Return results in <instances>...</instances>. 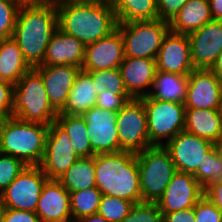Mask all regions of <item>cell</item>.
<instances>
[{
  "label": "cell",
  "mask_w": 222,
  "mask_h": 222,
  "mask_svg": "<svg viewBox=\"0 0 222 222\" xmlns=\"http://www.w3.org/2000/svg\"><path fill=\"white\" fill-rule=\"evenodd\" d=\"M58 28L85 46L109 36L117 19L109 0H58Z\"/></svg>",
  "instance_id": "6da1fadb"
},
{
  "label": "cell",
  "mask_w": 222,
  "mask_h": 222,
  "mask_svg": "<svg viewBox=\"0 0 222 222\" xmlns=\"http://www.w3.org/2000/svg\"><path fill=\"white\" fill-rule=\"evenodd\" d=\"M57 28V2L21 5L12 38L31 68L43 63L46 48Z\"/></svg>",
  "instance_id": "7a4b0ae2"
},
{
  "label": "cell",
  "mask_w": 222,
  "mask_h": 222,
  "mask_svg": "<svg viewBox=\"0 0 222 222\" xmlns=\"http://www.w3.org/2000/svg\"><path fill=\"white\" fill-rule=\"evenodd\" d=\"M96 187L102 195L142 202L136 153L119 151L95 154Z\"/></svg>",
  "instance_id": "3957f363"
},
{
  "label": "cell",
  "mask_w": 222,
  "mask_h": 222,
  "mask_svg": "<svg viewBox=\"0 0 222 222\" xmlns=\"http://www.w3.org/2000/svg\"><path fill=\"white\" fill-rule=\"evenodd\" d=\"M49 125L10 117L0 122V153L21 159L27 166L42 162Z\"/></svg>",
  "instance_id": "277c9868"
},
{
  "label": "cell",
  "mask_w": 222,
  "mask_h": 222,
  "mask_svg": "<svg viewBox=\"0 0 222 222\" xmlns=\"http://www.w3.org/2000/svg\"><path fill=\"white\" fill-rule=\"evenodd\" d=\"M12 114L22 121L43 125L56 121L58 112L50 104L42 77L34 68L14 85Z\"/></svg>",
  "instance_id": "5b68a950"
},
{
  "label": "cell",
  "mask_w": 222,
  "mask_h": 222,
  "mask_svg": "<svg viewBox=\"0 0 222 222\" xmlns=\"http://www.w3.org/2000/svg\"><path fill=\"white\" fill-rule=\"evenodd\" d=\"M142 202H158L177 172L169 152L152 146L136 154Z\"/></svg>",
  "instance_id": "8992f818"
},
{
  "label": "cell",
  "mask_w": 222,
  "mask_h": 222,
  "mask_svg": "<svg viewBox=\"0 0 222 222\" xmlns=\"http://www.w3.org/2000/svg\"><path fill=\"white\" fill-rule=\"evenodd\" d=\"M125 57L155 59L163 39L170 31L169 22L159 18L153 20H138L118 22Z\"/></svg>",
  "instance_id": "52a82bcc"
},
{
  "label": "cell",
  "mask_w": 222,
  "mask_h": 222,
  "mask_svg": "<svg viewBox=\"0 0 222 222\" xmlns=\"http://www.w3.org/2000/svg\"><path fill=\"white\" fill-rule=\"evenodd\" d=\"M141 99L146 112L149 140L153 146H164L178 133L184 131L186 110L184 103L156 100L149 95Z\"/></svg>",
  "instance_id": "ba28073f"
},
{
  "label": "cell",
  "mask_w": 222,
  "mask_h": 222,
  "mask_svg": "<svg viewBox=\"0 0 222 222\" xmlns=\"http://www.w3.org/2000/svg\"><path fill=\"white\" fill-rule=\"evenodd\" d=\"M116 126L122 151L138 153L152 147L141 98H132L117 112Z\"/></svg>",
  "instance_id": "9c48e42d"
},
{
  "label": "cell",
  "mask_w": 222,
  "mask_h": 222,
  "mask_svg": "<svg viewBox=\"0 0 222 222\" xmlns=\"http://www.w3.org/2000/svg\"><path fill=\"white\" fill-rule=\"evenodd\" d=\"M79 158L64 128L57 121L51 122L39 165L43 173L49 180H58Z\"/></svg>",
  "instance_id": "30bf717a"
},
{
  "label": "cell",
  "mask_w": 222,
  "mask_h": 222,
  "mask_svg": "<svg viewBox=\"0 0 222 222\" xmlns=\"http://www.w3.org/2000/svg\"><path fill=\"white\" fill-rule=\"evenodd\" d=\"M47 180L40 166H27L2 193L6 208L35 212Z\"/></svg>",
  "instance_id": "8fae6325"
},
{
  "label": "cell",
  "mask_w": 222,
  "mask_h": 222,
  "mask_svg": "<svg viewBox=\"0 0 222 222\" xmlns=\"http://www.w3.org/2000/svg\"><path fill=\"white\" fill-rule=\"evenodd\" d=\"M170 154L178 172L195 174L214 143L185 130L178 133L163 146Z\"/></svg>",
  "instance_id": "7c38bea8"
},
{
  "label": "cell",
  "mask_w": 222,
  "mask_h": 222,
  "mask_svg": "<svg viewBox=\"0 0 222 222\" xmlns=\"http://www.w3.org/2000/svg\"><path fill=\"white\" fill-rule=\"evenodd\" d=\"M116 111L93 106L82 114L94 154L122 151L116 126Z\"/></svg>",
  "instance_id": "4fadbf2b"
},
{
  "label": "cell",
  "mask_w": 222,
  "mask_h": 222,
  "mask_svg": "<svg viewBox=\"0 0 222 222\" xmlns=\"http://www.w3.org/2000/svg\"><path fill=\"white\" fill-rule=\"evenodd\" d=\"M222 84L210 69H194L188 75L186 109L220 110Z\"/></svg>",
  "instance_id": "5bb4252c"
},
{
  "label": "cell",
  "mask_w": 222,
  "mask_h": 222,
  "mask_svg": "<svg viewBox=\"0 0 222 222\" xmlns=\"http://www.w3.org/2000/svg\"><path fill=\"white\" fill-rule=\"evenodd\" d=\"M204 196L202 186L193 174L176 172L157 202L162 213L189 209Z\"/></svg>",
  "instance_id": "9a60e30c"
},
{
  "label": "cell",
  "mask_w": 222,
  "mask_h": 222,
  "mask_svg": "<svg viewBox=\"0 0 222 222\" xmlns=\"http://www.w3.org/2000/svg\"><path fill=\"white\" fill-rule=\"evenodd\" d=\"M188 38L194 69H210L222 52V21L211 20Z\"/></svg>",
  "instance_id": "2e32d148"
},
{
  "label": "cell",
  "mask_w": 222,
  "mask_h": 222,
  "mask_svg": "<svg viewBox=\"0 0 222 222\" xmlns=\"http://www.w3.org/2000/svg\"><path fill=\"white\" fill-rule=\"evenodd\" d=\"M155 61L157 71L189 75L194 66L188 35L169 31L163 39Z\"/></svg>",
  "instance_id": "e0dca14e"
},
{
  "label": "cell",
  "mask_w": 222,
  "mask_h": 222,
  "mask_svg": "<svg viewBox=\"0 0 222 222\" xmlns=\"http://www.w3.org/2000/svg\"><path fill=\"white\" fill-rule=\"evenodd\" d=\"M125 58L124 44L118 29L109 36L85 46L83 71L108 70L119 68Z\"/></svg>",
  "instance_id": "ac0fdd59"
},
{
  "label": "cell",
  "mask_w": 222,
  "mask_h": 222,
  "mask_svg": "<svg viewBox=\"0 0 222 222\" xmlns=\"http://www.w3.org/2000/svg\"><path fill=\"white\" fill-rule=\"evenodd\" d=\"M50 104L59 113L65 106L70 90L81 68L72 65L37 66Z\"/></svg>",
  "instance_id": "d6986e66"
},
{
  "label": "cell",
  "mask_w": 222,
  "mask_h": 222,
  "mask_svg": "<svg viewBox=\"0 0 222 222\" xmlns=\"http://www.w3.org/2000/svg\"><path fill=\"white\" fill-rule=\"evenodd\" d=\"M35 213L40 222H72L70 194L58 180L43 185Z\"/></svg>",
  "instance_id": "ffe728a7"
},
{
  "label": "cell",
  "mask_w": 222,
  "mask_h": 222,
  "mask_svg": "<svg viewBox=\"0 0 222 222\" xmlns=\"http://www.w3.org/2000/svg\"><path fill=\"white\" fill-rule=\"evenodd\" d=\"M119 71L125 89L132 98L150 94L157 71L155 59L125 57Z\"/></svg>",
  "instance_id": "44dd1931"
},
{
  "label": "cell",
  "mask_w": 222,
  "mask_h": 222,
  "mask_svg": "<svg viewBox=\"0 0 222 222\" xmlns=\"http://www.w3.org/2000/svg\"><path fill=\"white\" fill-rule=\"evenodd\" d=\"M85 45L59 28L53 33L40 66L72 65L82 67Z\"/></svg>",
  "instance_id": "7402d4cb"
},
{
  "label": "cell",
  "mask_w": 222,
  "mask_h": 222,
  "mask_svg": "<svg viewBox=\"0 0 222 222\" xmlns=\"http://www.w3.org/2000/svg\"><path fill=\"white\" fill-rule=\"evenodd\" d=\"M184 130L215 144L222 135L221 110L186 109Z\"/></svg>",
  "instance_id": "603a6c76"
},
{
  "label": "cell",
  "mask_w": 222,
  "mask_h": 222,
  "mask_svg": "<svg viewBox=\"0 0 222 222\" xmlns=\"http://www.w3.org/2000/svg\"><path fill=\"white\" fill-rule=\"evenodd\" d=\"M213 20L209 0H188L169 22L170 31L189 35Z\"/></svg>",
  "instance_id": "cb8c5ba5"
},
{
  "label": "cell",
  "mask_w": 222,
  "mask_h": 222,
  "mask_svg": "<svg viewBox=\"0 0 222 222\" xmlns=\"http://www.w3.org/2000/svg\"><path fill=\"white\" fill-rule=\"evenodd\" d=\"M97 92L93 84V78L88 72L80 70L70 90L67 102L59 114L82 115L95 106Z\"/></svg>",
  "instance_id": "d4e9b609"
},
{
  "label": "cell",
  "mask_w": 222,
  "mask_h": 222,
  "mask_svg": "<svg viewBox=\"0 0 222 222\" xmlns=\"http://www.w3.org/2000/svg\"><path fill=\"white\" fill-rule=\"evenodd\" d=\"M30 69L16 41L12 37L1 39L0 80L15 85Z\"/></svg>",
  "instance_id": "484cf974"
},
{
  "label": "cell",
  "mask_w": 222,
  "mask_h": 222,
  "mask_svg": "<svg viewBox=\"0 0 222 222\" xmlns=\"http://www.w3.org/2000/svg\"><path fill=\"white\" fill-rule=\"evenodd\" d=\"M187 85L188 75L156 71L149 96L156 100L184 103Z\"/></svg>",
  "instance_id": "4316f807"
},
{
  "label": "cell",
  "mask_w": 222,
  "mask_h": 222,
  "mask_svg": "<svg viewBox=\"0 0 222 222\" xmlns=\"http://www.w3.org/2000/svg\"><path fill=\"white\" fill-rule=\"evenodd\" d=\"M94 156L79 158L58 181L68 192L96 187Z\"/></svg>",
  "instance_id": "83f0119b"
},
{
  "label": "cell",
  "mask_w": 222,
  "mask_h": 222,
  "mask_svg": "<svg viewBox=\"0 0 222 222\" xmlns=\"http://www.w3.org/2000/svg\"><path fill=\"white\" fill-rule=\"evenodd\" d=\"M56 121L64 128L70 137V142L80 158L95 156L91 147L86 121L82 115L77 116L58 113Z\"/></svg>",
  "instance_id": "f1b7e54d"
},
{
  "label": "cell",
  "mask_w": 222,
  "mask_h": 222,
  "mask_svg": "<svg viewBox=\"0 0 222 222\" xmlns=\"http://www.w3.org/2000/svg\"><path fill=\"white\" fill-rule=\"evenodd\" d=\"M117 22L159 18L156 0H109Z\"/></svg>",
  "instance_id": "f546056e"
},
{
  "label": "cell",
  "mask_w": 222,
  "mask_h": 222,
  "mask_svg": "<svg viewBox=\"0 0 222 222\" xmlns=\"http://www.w3.org/2000/svg\"><path fill=\"white\" fill-rule=\"evenodd\" d=\"M72 222H77L82 217L97 214L102 192L97 187L81 191L69 192Z\"/></svg>",
  "instance_id": "4dcf8cb0"
},
{
  "label": "cell",
  "mask_w": 222,
  "mask_h": 222,
  "mask_svg": "<svg viewBox=\"0 0 222 222\" xmlns=\"http://www.w3.org/2000/svg\"><path fill=\"white\" fill-rule=\"evenodd\" d=\"M194 177L203 190L212 184L222 182V156L215 146L205 155V160Z\"/></svg>",
  "instance_id": "1f68e13d"
},
{
  "label": "cell",
  "mask_w": 222,
  "mask_h": 222,
  "mask_svg": "<svg viewBox=\"0 0 222 222\" xmlns=\"http://www.w3.org/2000/svg\"><path fill=\"white\" fill-rule=\"evenodd\" d=\"M85 72H88L93 78L97 95L104 90L114 91L117 95H129L125 89L119 68Z\"/></svg>",
  "instance_id": "d6a6232c"
},
{
  "label": "cell",
  "mask_w": 222,
  "mask_h": 222,
  "mask_svg": "<svg viewBox=\"0 0 222 222\" xmlns=\"http://www.w3.org/2000/svg\"><path fill=\"white\" fill-rule=\"evenodd\" d=\"M134 203L109 195H102L97 214L109 222H121L130 212Z\"/></svg>",
  "instance_id": "836d02e7"
},
{
  "label": "cell",
  "mask_w": 222,
  "mask_h": 222,
  "mask_svg": "<svg viewBox=\"0 0 222 222\" xmlns=\"http://www.w3.org/2000/svg\"><path fill=\"white\" fill-rule=\"evenodd\" d=\"M20 7L17 0H0V40L13 36Z\"/></svg>",
  "instance_id": "e575fe53"
},
{
  "label": "cell",
  "mask_w": 222,
  "mask_h": 222,
  "mask_svg": "<svg viewBox=\"0 0 222 222\" xmlns=\"http://www.w3.org/2000/svg\"><path fill=\"white\" fill-rule=\"evenodd\" d=\"M121 222H163V214L156 202L135 203Z\"/></svg>",
  "instance_id": "d590c367"
},
{
  "label": "cell",
  "mask_w": 222,
  "mask_h": 222,
  "mask_svg": "<svg viewBox=\"0 0 222 222\" xmlns=\"http://www.w3.org/2000/svg\"><path fill=\"white\" fill-rule=\"evenodd\" d=\"M26 167L21 159L0 153V193H3Z\"/></svg>",
  "instance_id": "8d00e7d4"
},
{
  "label": "cell",
  "mask_w": 222,
  "mask_h": 222,
  "mask_svg": "<svg viewBox=\"0 0 222 222\" xmlns=\"http://www.w3.org/2000/svg\"><path fill=\"white\" fill-rule=\"evenodd\" d=\"M195 222H222V213L203 196L194 206Z\"/></svg>",
  "instance_id": "74e56055"
},
{
  "label": "cell",
  "mask_w": 222,
  "mask_h": 222,
  "mask_svg": "<svg viewBox=\"0 0 222 222\" xmlns=\"http://www.w3.org/2000/svg\"><path fill=\"white\" fill-rule=\"evenodd\" d=\"M131 99L132 97L130 95H117L114 91L104 90L97 95L95 106L118 112Z\"/></svg>",
  "instance_id": "f35d334b"
},
{
  "label": "cell",
  "mask_w": 222,
  "mask_h": 222,
  "mask_svg": "<svg viewBox=\"0 0 222 222\" xmlns=\"http://www.w3.org/2000/svg\"><path fill=\"white\" fill-rule=\"evenodd\" d=\"M14 85L0 80V122L10 117L12 114V97Z\"/></svg>",
  "instance_id": "ab89813d"
},
{
  "label": "cell",
  "mask_w": 222,
  "mask_h": 222,
  "mask_svg": "<svg viewBox=\"0 0 222 222\" xmlns=\"http://www.w3.org/2000/svg\"><path fill=\"white\" fill-rule=\"evenodd\" d=\"M188 0H156L159 19L170 22Z\"/></svg>",
  "instance_id": "60d3db41"
},
{
  "label": "cell",
  "mask_w": 222,
  "mask_h": 222,
  "mask_svg": "<svg viewBox=\"0 0 222 222\" xmlns=\"http://www.w3.org/2000/svg\"><path fill=\"white\" fill-rule=\"evenodd\" d=\"M3 222H40L35 212L7 208Z\"/></svg>",
  "instance_id": "b9f144b4"
},
{
  "label": "cell",
  "mask_w": 222,
  "mask_h": 222,
  "mask_svg": "<svg viewBox=\"0 0 222 222\" xmlns=\"http://www.w3.org/2000/svg\"><path fill=\"white\" fill-rule=\"evenodd\" d=\"M162 214L163 222H195L194 207Z\"/></svg>",
  "instance_id": "7bdbcfd3"
},
{
  "label": "cell",
  "mask_w": 222,
  "mask_h": 222,
  "mask_svg": "<svg viewBox=\"0 0 222 222\" xmlns=\"http://www.w3.org/2000/svg\"><path fill=\"white\" fill-rule=\"evenodd\" d=\"M206 196L222 213V182L210 185L204 190Z\"/></svg>",
  "instance_id": "ee69618b"
},
{
  "label": "cell",
  "mask_w": 222,
  "mask_h": 222,
  "mask_svg": "<svg viewBox=\"0 0 222 222\" xmlns=\"http://www.w3.org/2000/svg\"><path fill=\"white\" fill-rule=\"evenodd\" d=\"M213 20L222 21V0H209Z\"/></svg>",
  "instance_id": "f6af8a7d"
},
{
  "label": "cell",
  "mask_w": 222,
  "mask_h": 222,
  "mask_svg": "<svg viewBox=\"0 0 222 222\" xmlns=\"http://www.w3.org/2000/svg\"><path fill=\"white\" fill-rule=\"evenodd\" d=\"M210 70L214 73V75L222 84V52L218 55Z\"/></svg>",
  "instance_id": "bcb514c9"
},
{
  "label": "cell",
  "mask_w": 222,
  "mask_h": 222,
  "mask_svg": "<svg viewBox=\"0 0 222 222\" xmlns=\"http://www.w3.org/2000/svg\"><path fill=\"white\" fill-rule=\"evenodd\" d=\"M77 222H109L107 221L103 216L98 214L88 215L85 217H82Z\"/></svg>",
  "instance_id": "7dc6e473"
},
{
  "label": "cell",
  "mask_w": 222,
  "mask_h": 222,
  "mask_svg": "<svg viewBox=\"0 0 222 222\" xmlns=\"http://www.w3.org/2000/svg\"><path fill=\"white\" fill-rule=\"evenodd\" d=\"M21 5L50 4L58 0H17Z\"/></svg>",
  "instance_id": "c3c4849f"
},
{
  "label": "cell",
  "mask_w": 222,
  "mask_h": 222,
  "mask_svg": "<svg viewBox=\"0 0 222 222\" xmlns=\"http://www.w3.org/2000/svg\"><path fill=\"white\" fill-rule=\"evenodd\" d=\"M6 209L2 193H0V222H3Z\"/></svg>",
  "instance_id": "681fc988"
},
{
  "label": "cell",
  "mask_w": 222,
  "mask_h": 222,
  "mask_svg": "<svg viewBox=\"0 0 222 222\" xmlns=\"http://www.w3.org/2000/svg\"><path fill=\"white\" fill-rule=\"evenodd\" d=\"M216 150L218 151V153L222 156V135L220 137V139L214 144Z\"/></svg>",
  "instance_id": "f907efd6"
}]
</instances>
